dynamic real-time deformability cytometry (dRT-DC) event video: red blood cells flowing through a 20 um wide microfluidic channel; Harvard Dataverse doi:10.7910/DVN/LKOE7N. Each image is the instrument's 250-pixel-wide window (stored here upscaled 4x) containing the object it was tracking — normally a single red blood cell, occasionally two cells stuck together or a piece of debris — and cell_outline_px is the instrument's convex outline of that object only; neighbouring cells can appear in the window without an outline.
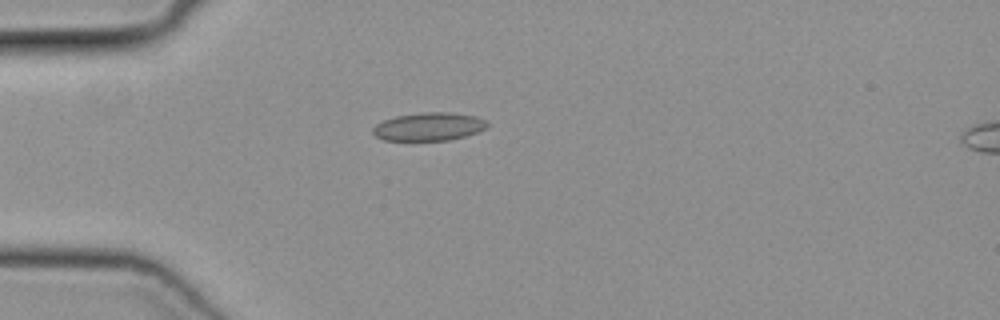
{"species": "common noctule bat (a hibernating species)", "species_latin": "Nyctalus noctula", "temperature_condition": "cold", "stored_images_in_passage": 33, "camera_frame_rate_fps": 3000, "um_per_image_px": 0.085, "animal": {"sex": "female", "body_mass_g": 19.3, "forearm_length_mm": 54.1}, "frame": {"image": 1, "passage_image": 1, "time_ms": 0.0, "image_size_px": [1000, 320], "cell_outline_px": [[488, 128], [464, 136], [448, 140], [384, 140], [376, 136], [372, 132], [372, 128], [376, 124], [384, 120], [396, 116], [420, 112], [452, 112], [476, 116], [488, 120]], "centroid_in_image_um": [36.48, 10.75], "position_along_channel_um": 48.5, "area_um2": 18.84}}
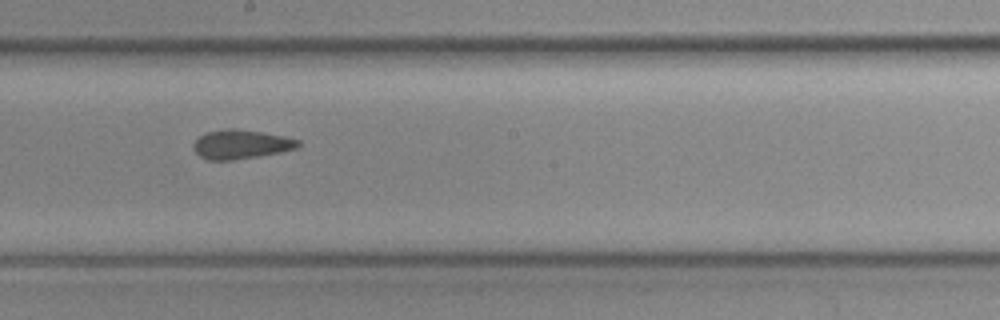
{"frame": {"image": 2, "passage_image": 15, "time_ms": 4.667, "image_size_px": [1000, 320], "cell_outline_px": [[300, 144], [296, 148], [280, 152], [232, 160], [208, 160], [200, 156], [192, 148], [192, 144], [204, 132], [228, 128], [236, 128], [264, 132], [284, 136], [300, 140]], "centroid_in_image_um": [20.46, 12.25], "position_along_channel_um": 227.7, "area_um2": 17.8}}
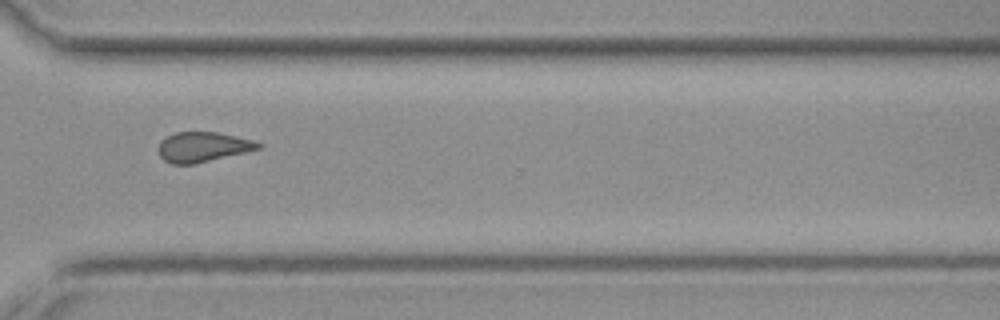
{"frame": {"image": 3, "passage_image": 24, "time_ms": 7.667, "image_size_px": [1000, 320], "cell_outline_px": [[264, 144], [260, 148], [196, 164], [172, 164], [164, 160], [160, 156], [160, 140], [176, 132], [220, 132], [256, 140]], "centroid_in_image_um": [17.29, 12.48], "position_along_channel_um": 353.3, "area_um2": 17.46}}